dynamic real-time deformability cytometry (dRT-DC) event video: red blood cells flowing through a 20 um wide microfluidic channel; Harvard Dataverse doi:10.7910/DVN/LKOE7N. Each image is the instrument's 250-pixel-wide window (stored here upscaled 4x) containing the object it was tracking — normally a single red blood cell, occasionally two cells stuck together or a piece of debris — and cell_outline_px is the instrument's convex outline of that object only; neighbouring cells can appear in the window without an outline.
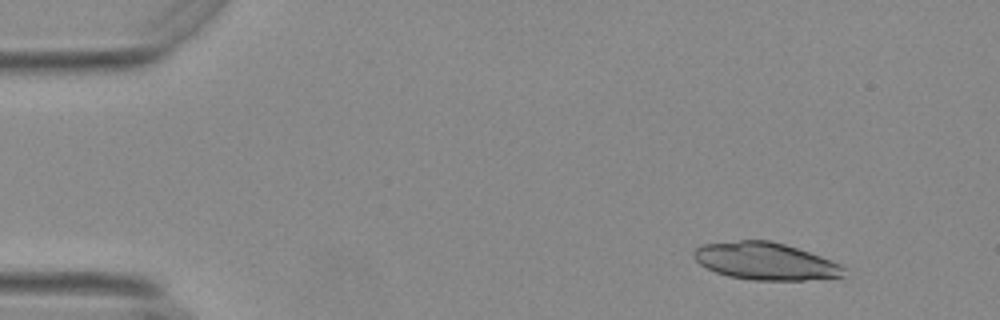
{"species": "Egyptian fruit bat (a non-hibernating species)", "species_latin": "Rousettus aegyptiacus", "temperature_condition": "warm", "stored_images_in_passage": 49, "camera_frame_rate_fps": 3000, "um_per_image_px": 0.085, "animal": {"sex": "female"}, "frame": {"image": 1, "passage_image": 1, "time_ms": 0.0, "image_size_px": [1000, 320], "cell_outline_px": [[844, 276], [804, 280], [752, 280], [728, 276], [716, 272], [700, 264], [692, 256], [692, 252], [696, 248], [704, 244], [740, 240], [768, 240], [784, 244], [820, 256], [840, 264], [844, 268]], "centroid_in_image_um": [65.02, 22.2], "position_along_channel_um": 20.0, "area_um2": 32.31}}